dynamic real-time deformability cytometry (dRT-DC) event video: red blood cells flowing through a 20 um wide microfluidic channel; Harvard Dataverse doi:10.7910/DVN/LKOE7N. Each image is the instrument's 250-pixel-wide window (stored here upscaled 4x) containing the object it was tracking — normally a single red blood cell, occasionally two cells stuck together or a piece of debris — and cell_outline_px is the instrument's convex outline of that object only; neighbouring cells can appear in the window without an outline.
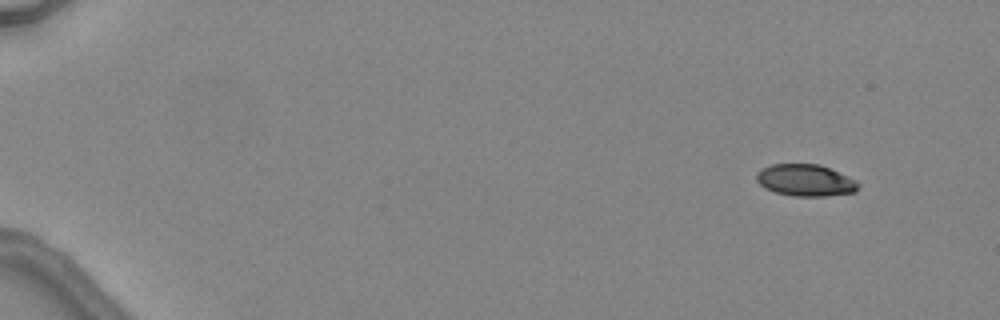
{"species": "common noctule bat (a hibernating species)", "species_latin": "Nyctalus noctula", "temperature_condition": "warm", "stored_images_in_passage": 5, "camera_frame_rate_fps": 3000, "um_per_image_px": 0.085, "animal": {"sex": "female", "body_mass_g": 24.6, "forearm_length_mm": 56.2}, "frame": {"image": 1, "passage_image": 1, "time_ms": 0.0, "image_size_px": [1000, 320], "cell_outline_px": [[860, 184], [856, 192], [824, 196], [792, 196], [776, 192], [764, 188], [756, 180], [756, 172], [760, 168], [772, 164], [820, 164], [848, 176], [856, 180]], "centroid_in_image_um": [68.45, 15.32], "position_along_channel_um": 16.6, "area_um2": 19.02}}
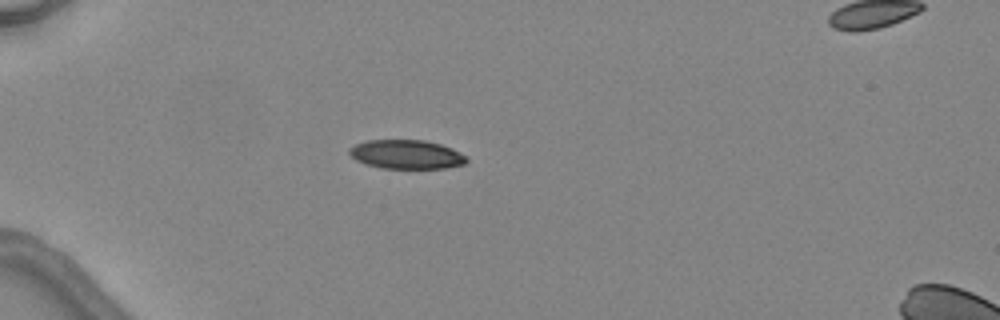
{"frame": {"image": 2, "passage_image": 4, "time_ms": 3.667, "image_size_px": [1000, 320], "cell_outline_px": [[468, 160], [464, 164], [444, 168], [380, 168], [364, 164], [356, 160], [348, 152], [348, 148], [356, 144], [368, 140], [424, 140], [440, 144], [452, 148], [468, 156]], "centroid_in_image_um": [34.55, 13.12], "position_along_channel_um": 50.5, "area_um2": 19.88}}